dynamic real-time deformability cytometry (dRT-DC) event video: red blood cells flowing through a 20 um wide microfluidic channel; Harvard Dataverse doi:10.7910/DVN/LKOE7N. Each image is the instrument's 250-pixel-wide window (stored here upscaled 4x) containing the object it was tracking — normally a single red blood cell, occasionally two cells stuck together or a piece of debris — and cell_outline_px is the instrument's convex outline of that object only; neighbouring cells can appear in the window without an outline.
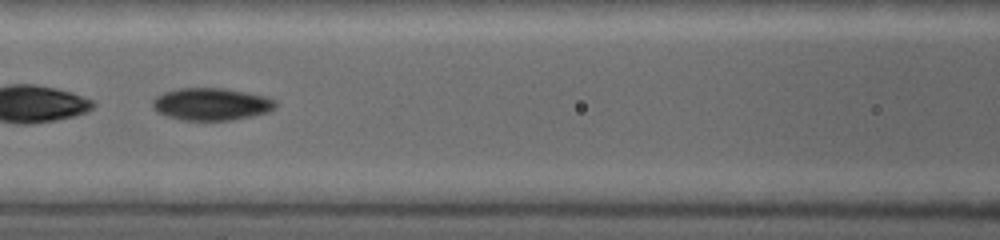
{"species": "common noctule bat (a hibernating species)", "species_latin": "Nyctalus noctula", "temperature_condition": "warm", "stored_images_in_passage": 45, "camera_frame_rate_fps": 5000, "um_per_image_px": 0.085, "animal": {"sex": "female", "body_mass_g": 19.0, "forearm_length_mm": 53.3}, "frame": {"image": 1, "passage_image": 14, "time_ms": 2.2, "image_size_px": [1000, 240], "cell_outline_px": [[276, 108], [268, 112], [252, 116], [232, 120], [180, 120], [156, 112], [152, 108], [152, 100], [156, 96], [164, 92], [180, 88], [224, 88], [264, 96], [276, 100]], "centroid_in_image_um": [17.94, 8.85], "position_along_channel_um": 148.7, "area_um2": 23.24}}